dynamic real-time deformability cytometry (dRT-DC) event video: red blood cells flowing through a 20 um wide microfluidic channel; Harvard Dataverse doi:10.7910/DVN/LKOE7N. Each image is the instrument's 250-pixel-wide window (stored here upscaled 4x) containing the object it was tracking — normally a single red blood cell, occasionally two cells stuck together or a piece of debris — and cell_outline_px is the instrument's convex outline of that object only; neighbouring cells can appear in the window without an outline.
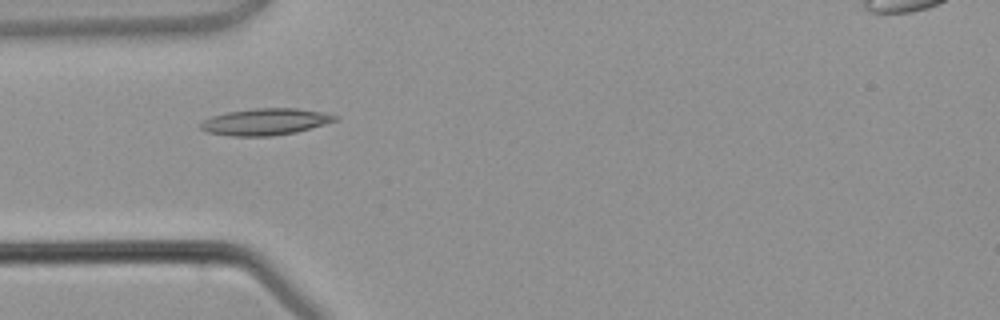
{"species": "common noctule bat (a hibernating species)", "species_latin": "Nyctalus noctula", "temperature_condition": "warm", "stored_images_in_passage": 4, "camera_frame_rate_fps": 3000, "um_per_image_px": 0.085, "animal": {"sex": "male", "body_mass_g": 21.5, "forearm_length_mm": 52.0}, "frame": {"image": 1, "passage_image": 3, "time_ms": 2.667, "image_size_px": [1000, 320], "cell_outline_px": [[340, 116], [336, 120], [324, 124], [296, 132], [272, 136], [232, 136], [208, 132], [200, 128], [200, 124], [204, 120], [212, 116], [228, 112], [252, 108], [296, 108], [324, 112]], "centroid_in_image_um": [22.57, 10.34], "position_along_channel_um": 62.4, "area_um2": 20.81}}
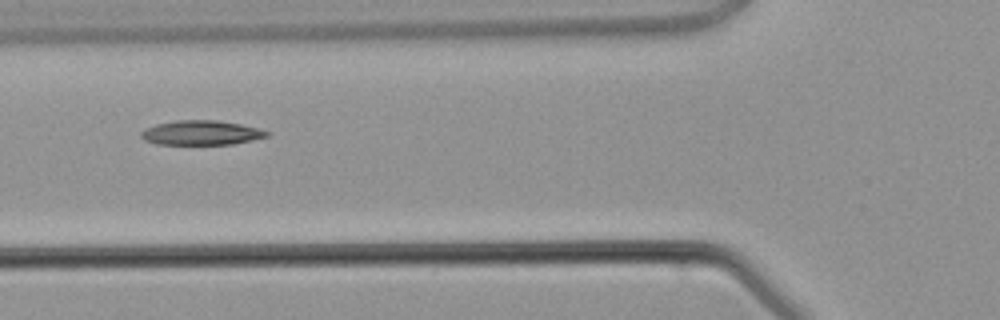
{"frame": {"image": 2, "passage_image": 4, "time_ms": 3.667, "image_size_px": [1000, 320], "cell_outline_px": [[272, 132], [268, 136], [252, 140], [232, 144], [156, 144], [144, 140], [140, 136], [140, 132], [156, 124], [176, 120], [216, 120], [240, 124]], "centroid_in_image_um": [17.1, 11.28], "position_along_channel_um": 108.7, "area_um2": 17.86}}